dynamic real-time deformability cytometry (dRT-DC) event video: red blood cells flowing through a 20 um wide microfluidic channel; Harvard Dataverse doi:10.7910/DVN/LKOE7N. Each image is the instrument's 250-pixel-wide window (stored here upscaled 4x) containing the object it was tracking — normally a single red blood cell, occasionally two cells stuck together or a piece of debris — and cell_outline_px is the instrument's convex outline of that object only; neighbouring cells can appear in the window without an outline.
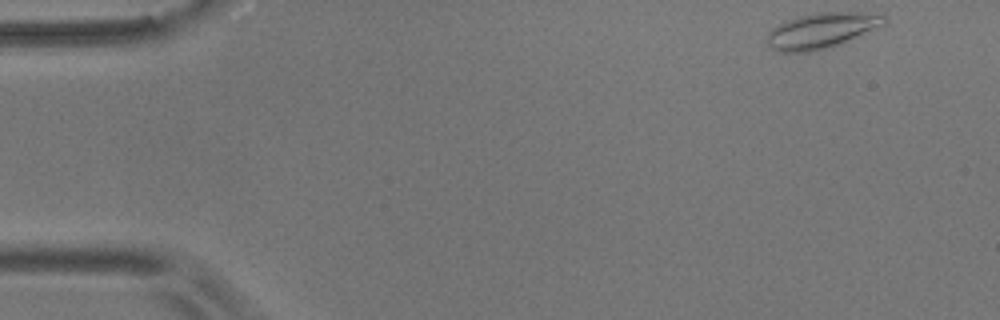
{"species": "common noctule bat (a hibernating species)", "species_latin": "Nyctalus noctula", "temperature_condition": "room temperature", "stored_images_in_passage": 52, "camera_frame_rate_fps": 3000, "um_per_image_px": 0.085, "animal": {"sex": "male", "body_mass_g": 17.9}, "frame": {"image": 1, "passage_image": 1, "time_ms": 0.0, "image_size_px": [1000, 320], "cell_outline_px": [[888, 20], [884, 24], [836, 44], [812, 52], [780, 52], [772, 48], [764, 40], [768, 32], [772, 28], [784, 20], [816, 12], [852, 12], [888, 16]], "centroid_in_image_um": [69.72, 2.59], "position_along_channel_um": 15.3, "area_um2": 23.76}}
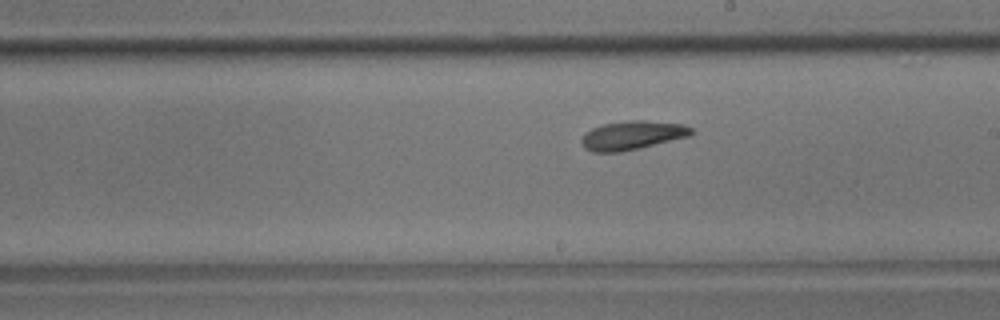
{"frame": {"image": 2, "passage_image": 28, "time_ms": 9.0, "image_size_px": [1000, 320], "cell_outline_px": [[696, 132], [692, 136], [640, 148], [620, 152], [592, 152], [584, 148], [580, 140], [584, 132], [592, 128], [604, 124], [628, 120], [644, 120], [684, 124], [692, 128]], "centroid_in_image_um": [53.77, 11.5], "position_along_channel_um": 235.2, "area_um2": 18.79}}
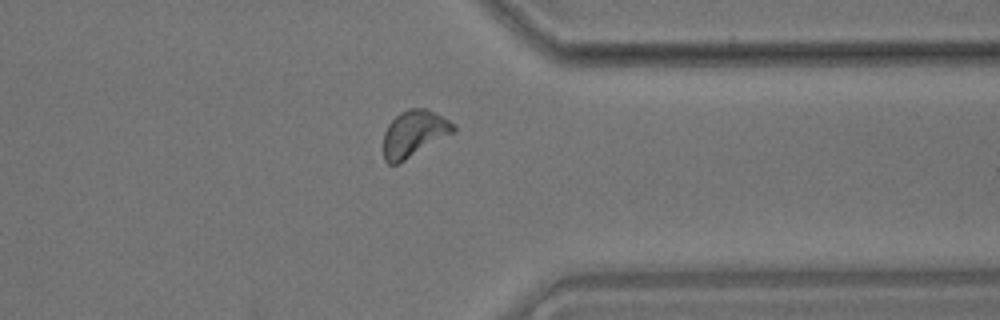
{"frame": {"image": 3, "passage_image": 40, "time_ms": 13.0, "image_size_px": [1000, 320], "cell_outline_px": [[456, 132], [404, 160], [396, 164], [388, 164], [384, 160], [384, 132], [388, 124], [400, 112], [408, 108], [428, 108], [456, 124]], "centroid_in_image_um": [35.22, 11.33], "position_along_channel_um": 376.2, "area_um2": 19.02}, "authors_computed_cell_mechanics": {"area_um2": 18.2648, "velocity_mm_per_s": 3.6389, "shape_relaxation_time_tau1_ms": 5.2837, "shape_relaxation_time_tau2_ms": 4.4899, "deformation_change_tau1": 0.1162, "deformation_change_tau2": 0.1187}}